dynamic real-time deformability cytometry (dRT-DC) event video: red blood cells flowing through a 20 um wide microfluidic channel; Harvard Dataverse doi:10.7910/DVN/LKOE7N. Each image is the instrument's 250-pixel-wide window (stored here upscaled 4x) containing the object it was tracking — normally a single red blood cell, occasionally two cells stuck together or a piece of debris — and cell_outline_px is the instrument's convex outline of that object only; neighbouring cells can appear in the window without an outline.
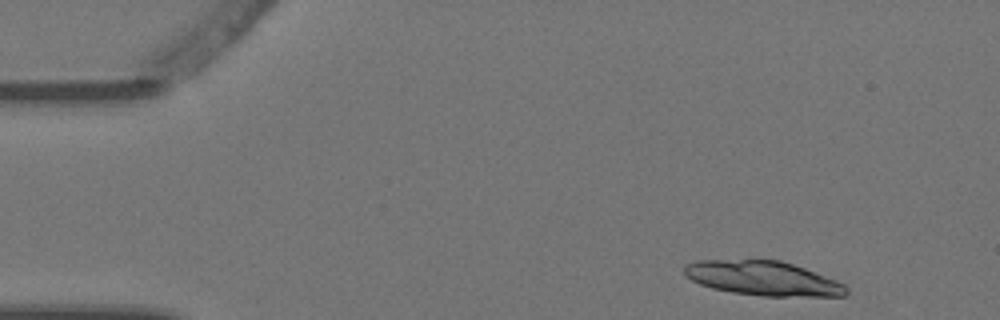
{"species": "Egyptian fruit bat (a non-hibernating species)", "species_latin": "Rousettus aegyptiacus", "temperature_condition": "warm", "stored_images_in_passage": 12, "camera_frame_rate_fps": 3000, "um_per_image_px": 0.085, "animal": {"sex": "female"}, "frame": {"image": 1, "passage_image": 1, "time_ms": 0.0, "image_size_px": [1000, 320], "cell_outline_px": [[848, 292], [844, 296], [764, 296], [732, 292], [712, 288], [700, 284], [692, 280], [684, 272], [684, 268], [688, 264], [696, 260], [780, 260], [804, 268], [836, 280], [844, 284], [848, 288]], "centroid_in_image_um": [64.87, 23.66], "position_along_channel_um": 20.1, "area_um2": 32.19}}